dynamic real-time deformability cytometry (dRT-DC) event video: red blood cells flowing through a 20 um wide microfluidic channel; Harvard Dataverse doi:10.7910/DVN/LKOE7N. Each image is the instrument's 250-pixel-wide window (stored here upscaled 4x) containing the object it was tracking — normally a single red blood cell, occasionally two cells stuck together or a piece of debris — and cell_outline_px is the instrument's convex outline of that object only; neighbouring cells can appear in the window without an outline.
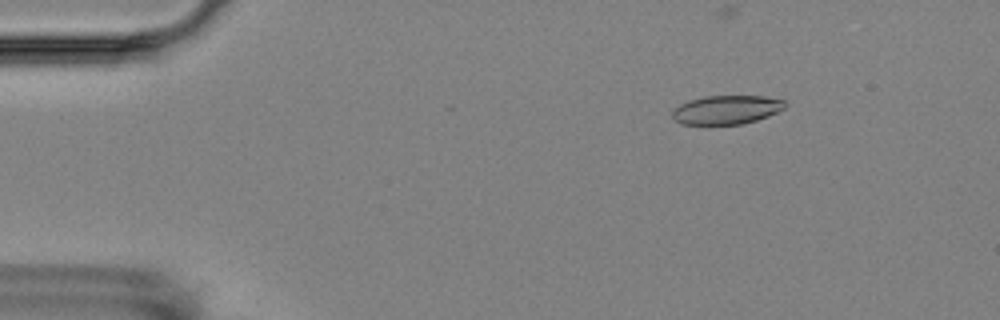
{"species": "Egyptian fruit bat (a non-hibernating species)", "species_latin": "Rousettus aegyptiacus", "temperature_condition": "room temperature", "stored_images_in_passage": 6, "camera_frame_rate_fps": 3000, "um_per_image_px": 0.085, "animal": {"sex": "female"}, "frame": {"image": 1, "passage_image": 2, "time_ms": 2.0, "image_size_px": [1000, 320], "cell_outline_px": [[788, 104], [784, 108], [768, 116], [756, 120], [740, 124], [680, 124], [672, 116], [672, 112], [680, 104], [688, 100], [704, 96], [764, 96], [784, 100]], "centroid_in_image_um": [61.76, 9.32], "position_along_channel_um": 23.2, "area_um2": 18.84}}